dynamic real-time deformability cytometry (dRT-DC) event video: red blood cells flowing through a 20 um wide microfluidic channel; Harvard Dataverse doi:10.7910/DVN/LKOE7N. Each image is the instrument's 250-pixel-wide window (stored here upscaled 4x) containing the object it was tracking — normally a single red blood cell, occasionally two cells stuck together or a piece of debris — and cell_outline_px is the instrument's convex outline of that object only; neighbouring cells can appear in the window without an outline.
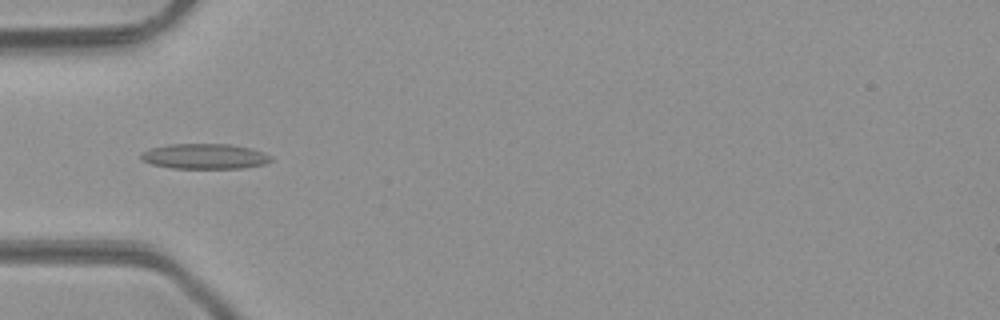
{"species": "common noctule bat (a hibernating species)", "species_latin": "Nyctalus noctula", "temperature_condition": "room temperature", "stored_images_in_passage": 48, "camera_frame_rate_fps": 3000, "um_per_image_px": 0.085, "animal": {"sex": "male", "body_mass_g": 23.1, "forearm_length_mm": 52.7}, "frame": {"image": 1, "passage_image": 15, "time_ms": 4.667, "image_size_px": [1000, 320], "cell_outline_px": [[272, 160], [264, 164], [244, 168], [172, 168], [152, 164], [140, 160], [140, 152], [148, 148], [168, 144], [228, 144], [248, 148], [272, 156]], "centroid_in_image_um": [17.32, 13.29], "position_along_channel_um": 67.7, "area_um2": 19.13}}
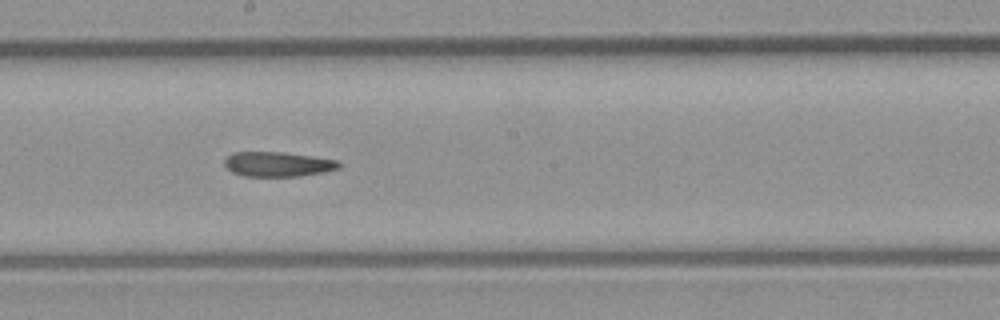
{"frame": {"image": 2, "passage_image": 26, "time_ms": 8.333, "image_size_px": [1000, 320], "cell_outline_px": [[344, 164], [340, 168], [324, 172], [300, 176], [244, 176], [232, 172], [224, 164], [224, 160], [232, 152], [284, 152], [340, 160]], "centroid_in_image_um": [23.68, 13.95], "position_along_channel_um": 224.5, "area_um2": 16.7}}
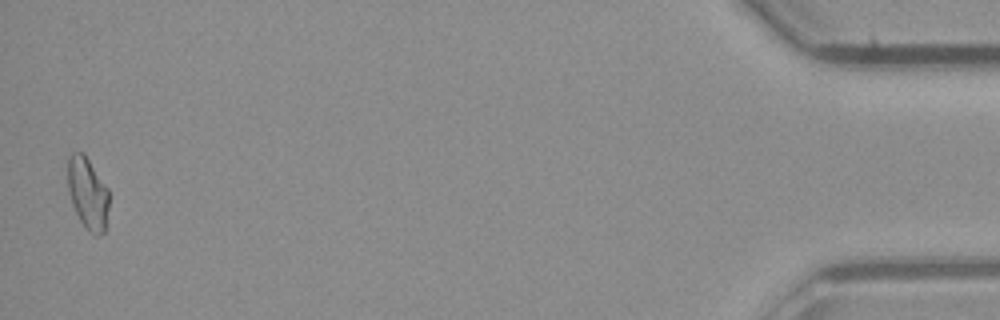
{"frame": {"image": 3, "passage_image": 47, "time_ms": 15.333, "image_size_px": [1000, 320], "cell_outline_px": [[108, 208], [104, 232], [96, 236], [80, 220], [72, 204], [68, 188], [68, 156], [72, 152], [84, 152], [108, 188]], "centroid_in_image_um": [7.45, 16.37], "position_along_channel_um": 427.7, "area_um2": 17.05}, "authors_computed_cell_mechanics": {"area_um2": 17.5423, "velocity_mm_per_s": 4.27, "shape_relaxation_time_tau1_ms": null, "shape_relaxation_time_tau2_ms": 6.7327, "deformation_change_tau1": null, "deformation_change_tau2": 0.152}}